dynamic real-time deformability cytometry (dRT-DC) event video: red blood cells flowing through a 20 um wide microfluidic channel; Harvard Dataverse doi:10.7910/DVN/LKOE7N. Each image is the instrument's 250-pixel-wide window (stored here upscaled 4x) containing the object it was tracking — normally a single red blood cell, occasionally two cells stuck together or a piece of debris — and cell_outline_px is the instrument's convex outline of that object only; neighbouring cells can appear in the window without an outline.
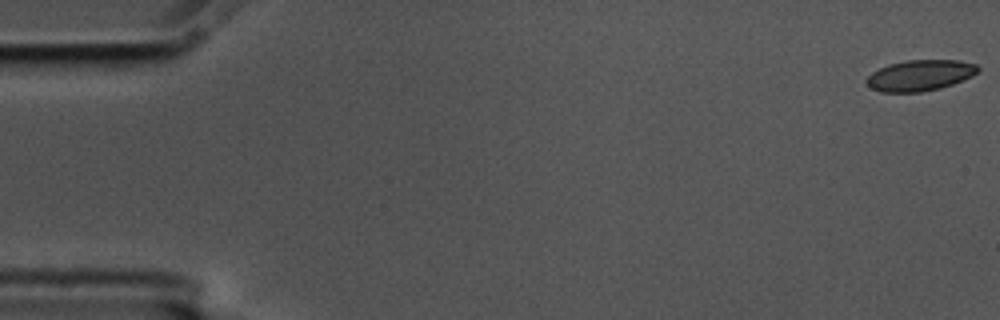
{"species": "common noctule bat (a hibernating species)", "species_latin": "Nyctalus noctula", "temperature_condition": "cold", "stored_images_in_passage": 12, "camera_frame_rate_fps": 3000, "um_per_image_px": 0.085, "animal": {"sex": "male", "body_mass_g": 17.5, "forearm_length_mm": 52.3}, "frame": {"image": 1, "passage_image": 1, "time_ms": 0.0, "image_size_px": [1000, 320], "cell_outline_px": [[980, 68], [972, 76], [952, 84], [940, 88], [920, 92], [880, 92], [872, 88], [864, 80], [872, 72], [888, 64], [908, 60], [960, 60], [976, 64]], "centroid_in_image_um": [78.19, 6.4], "position_along_channel_um": 6.8, "area_um2": 20.0}}